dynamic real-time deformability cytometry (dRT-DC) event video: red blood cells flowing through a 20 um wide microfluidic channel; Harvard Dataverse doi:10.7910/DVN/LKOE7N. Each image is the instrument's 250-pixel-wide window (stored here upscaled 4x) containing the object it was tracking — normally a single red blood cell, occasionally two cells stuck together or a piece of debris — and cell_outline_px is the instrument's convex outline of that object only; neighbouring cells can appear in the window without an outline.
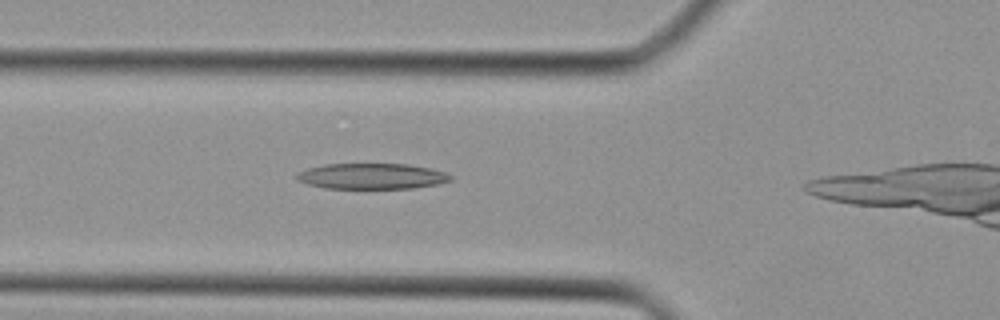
{"species": "Egyptian fruit bat (a non-hibernating species)", "species_latin": "Rousettus aegyptiacus", "temperature_condition": "cold", "stored_images_in_passage": 6, "camera_frame_rate_fps": 3000, "um_per_image_px": 0.085, "animal": {"sex": "female"}, "frame": {"image": 1, "passage_image": 3, "time_ms": 0.667, "image_size_px": [1000, 320], "cell_outline_px": [[452, 180], [440, 184], [412, 188], [324, 188], [308, 184], [296, 180], [296, 176], [300, 172], [308, 168], [324, 164], [408, 164], [428, 168], [444, 172], [452, 176]], "centroid_in_image_um": [31.61, 14.98], "position_along_channel_um": 94.2, "area_um2": 22.95}}
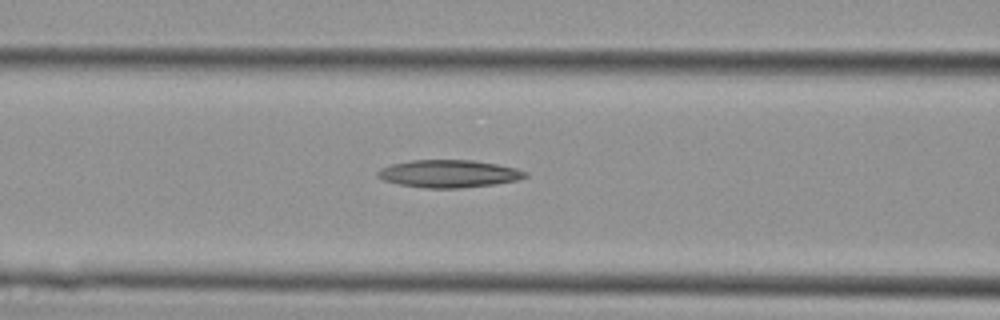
{"frame": {"image": 2, "passage_image": 5, "time_ms": 1.333, "image_size_px": [1000, 320], "cell_outline_px": [[528, 176], [516, 180], [496, 184], [460, 188], [428, 188], [400, 184], [384, 180], [376, 176], [376, 172], [380, 168], [392, 164], [412, 160], [472, 160], [496, 164], [516, 168], [528, 172]], "centroid_in_image_um": [38.15, 14.76], "position_along_channel_um": 128.4, "area_um2": 23.64}}